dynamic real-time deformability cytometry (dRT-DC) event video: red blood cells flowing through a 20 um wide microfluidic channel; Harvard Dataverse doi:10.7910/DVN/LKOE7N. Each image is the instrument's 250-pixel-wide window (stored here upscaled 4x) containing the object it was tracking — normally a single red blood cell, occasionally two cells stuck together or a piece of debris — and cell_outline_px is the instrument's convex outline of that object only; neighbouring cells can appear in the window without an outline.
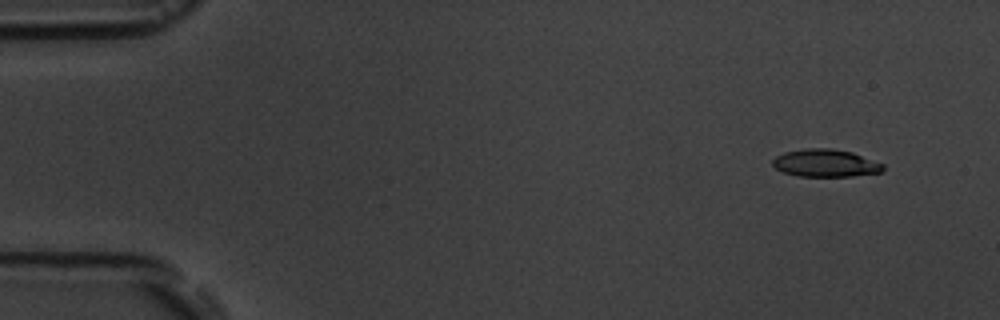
{"species": "common noctule bat (a hibernating species)", "species_latin": "Nyctalus noctula", "temperature_condition": "room temperature", "stored_images_in_passage": 6, "camera_frame_rate_fps": 3000, "um_per_image_px": 0.085, "animal": {"sex": "male", "body_mass_g": 19.5, "forearm_length_mm": 54.6}, "frame": {"image": 1, "passage_image": 2, "time_ms": 1.0, "image_size_px": [1000, 320], "cell_outline_px": [[884, 168], [880, 172], [852, 176], [800, 176], [784, 172], [776, 168], [772, 164], [772, 160], [776, 156], [784, 152], [808, 148], [832, 148], [852, 152], [884, 164]], "centroid_in_image_um": [70.16, 13.85], "position_along_channel_um": 14.8, "area_um2": 17.63}}
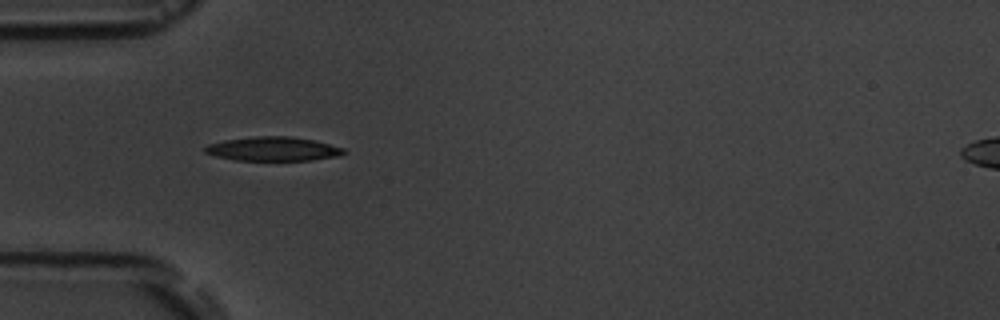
{"frame": {"image": 2, "passage_image": 5, "time_ms": 5.333, "image_size_px": [1000, 320], "cell_outline_px": [[344, 152], [340, 156], [312, 160], [236, 160], [216, 156], [204, 152], [204, 148], [208, 144], [224, 140], [252, 136], [288, 136], [312, 140], [344, 148]], "centroid_in_image_um": [23.18, 12.65], "position_along_channel_um": 61.8, "area_um2": 19.31}}
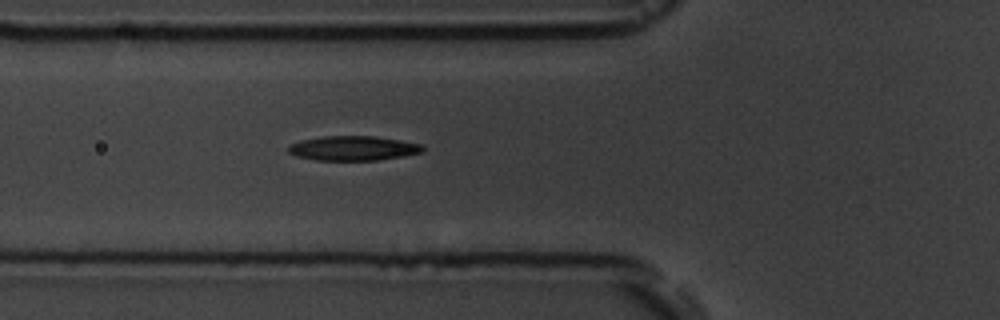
{"frame": {"image": 3, "passage_image": 6, "time_ms": 6.333, "image_size_px": [1000, 320], "cell_outline_px": [[424, 152], [376, 160], [316, 160], [296, 156], [288, 152], [288, 144], [300, 140], [324, 136], [372, 136], [400, 140], [424, 144]], "centroid_in_image_um": [30.0, 12.59], "position_along_channel_um": 95.8, "area_um2": 19.25}}